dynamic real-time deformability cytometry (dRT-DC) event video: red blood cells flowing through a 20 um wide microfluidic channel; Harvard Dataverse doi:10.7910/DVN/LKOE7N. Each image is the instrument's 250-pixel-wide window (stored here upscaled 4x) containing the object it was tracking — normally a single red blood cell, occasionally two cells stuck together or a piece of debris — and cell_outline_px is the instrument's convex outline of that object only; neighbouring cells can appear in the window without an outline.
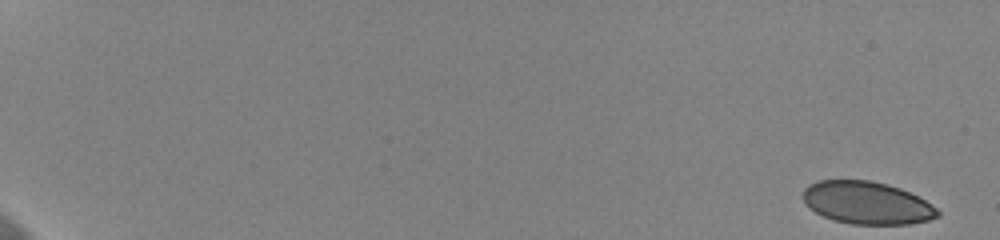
{"species": "human", "species_latin": "Homo sapiens", "temperature_condition": "cold", "stored_images_in_passage": 52, "camera_frame_rate_fps": 3000, "um_per_image_px": 0.085, "donor": {"sex": "female"}, "frame": {"image": 1, "passage_image": 1, "time_ms": 0.0, "image_size_px": [1000, 240], "cell_outline_px": [[940, 216], [928, 220], [908, 224], [852, 224], [832, 220], [808, 208], [800, 196], [804, 188], [808, 184], [820, 180], [872, 180], [888, 184], [900, 188], [924, 200], [936, 208], [940, 212]], "centroid_in_image_um": [73.63, 17.23], "position_along_channel_um": 11.4, "area_um2": 33.58}}
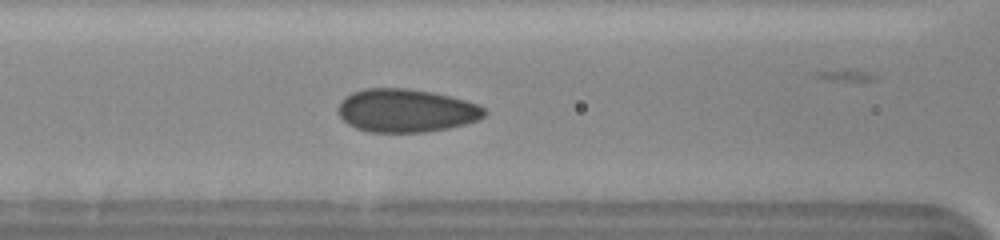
{"frame": {"image": 2, "passage_image": 28, "time_ms": 9.0, "image_size_px": [1000, 240], "cell_outline_px": [[488, 112], [484, 116], [476, 120], [464, 124], [448, 128], [424, 132], [368, 132], [356, 128], [348, 124], [336, 112], [336, 108], [340, 100], [344, 96], [352, 92], [364, 88], [404, 88], [432, 92], [464, 100], [476, 104], [484, 108]], "centroid_in_image_um": [34.45, 9.39], "position_along_channel_um": 132.1, "area_um2": 36.93}}
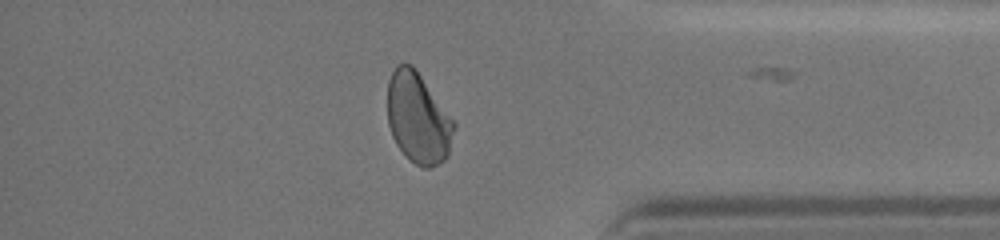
{"frame": {"image": 3, "passage_image": 50, "time_ms": 16.333, "image_size_px": [1000, 240], "cell_outline_px": [[456, 124], [448, 156], [440, 164], [428, 168], [424, 168], [408, 160], [396, 144], [392, 136], [388, 124], [388, 80], [396, 64], [412, 64], [416, 68]], "centroid_in_image_um": [35.53, 10.05], "position_along_channel_um": 399.7, "area_um2": 35.32}, "authors_computed_cell_mechanics": {"area_um2": 35.547, "velocity_mm_per_s": 3.6316, "shape_relaxation_time_tau1_ms": 9.1376, "shape_relaxation_time_tau2_ms": 0.6151, "deformation_change_tau1": 0.1405, "deformation_change_tau2": 0.0417}}